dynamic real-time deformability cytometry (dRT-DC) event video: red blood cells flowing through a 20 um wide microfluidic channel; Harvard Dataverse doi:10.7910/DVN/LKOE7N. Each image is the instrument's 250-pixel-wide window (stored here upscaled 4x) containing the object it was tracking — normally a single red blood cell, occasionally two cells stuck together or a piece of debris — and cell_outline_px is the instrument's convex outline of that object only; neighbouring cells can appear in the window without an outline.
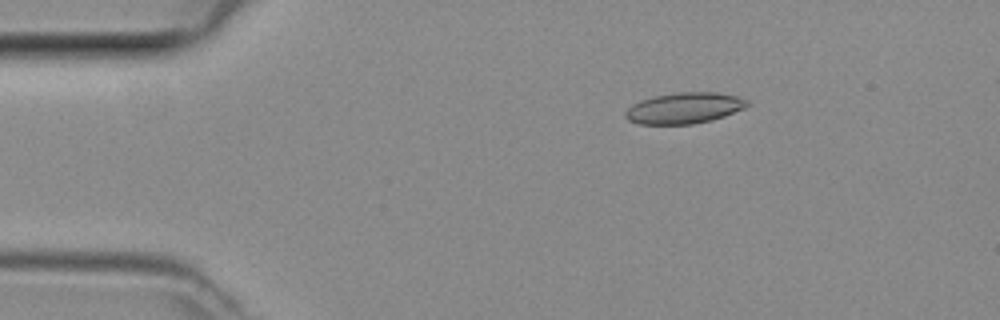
{"species": "common noctule bat (a hibernating species)", "species_latin": "Nyctalus noctula", "temperature_condition": "room temperature", "stored_images_in_passage": 48, "camera_frame_rate_fps": 3000, "um_per_image_px": 0.085, "animal": {"sex": "female", "body_mass_g": 29.2, "forearm_length_mm": 56.3}, "frame": {"image": 1, "passage_image": 8, "time_ms": 2.333, "image_size_px": [1000, 320], "cell_outline_px": [[748, 104], [744, 108], [724, 116], [712, 120], [692, 124], [640, 124], [628, 120], [624, 116], [624, 112], [632, 104], [640, 100], [652, 96], [680, 92], [716, 92], [736, 96], [748, 100]], "centroid_in_image_um": [58.13, 9.18], "position_along_channel_um": 26.9, "area_um2": 22.02}}
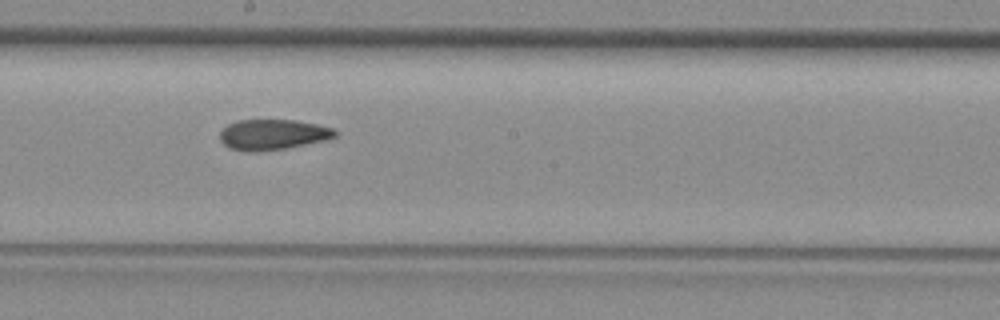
{"frame": {"image": 2, "passage_image": 26, "time_ms": 8.333, "image_size_px": [1000, 320], "cell_outline_px": [[336, 136], [324, 140], [284, 148], [256, 152], [252, 152], [232, 148], [224, 144], [220, 140], [220, 132], [228, 124], [236, 120], [296, 120], [316, 124], [332, 128], [336, 132]], "centroid_in_image_um": [23.16, 11.42], "position_along_channel_um": 225.0, "area_um2": 20.11}}
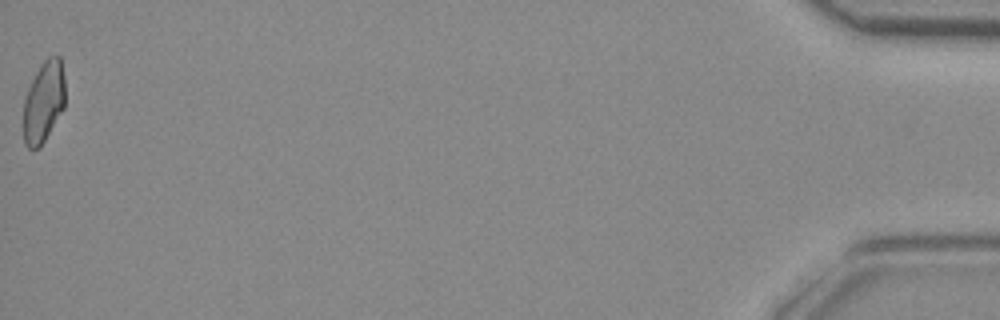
{"frame": {"image": 3, "passage_image": 48, "time_ms": 15.667, "image_size_px": [1000, 320], "cell_outline_px": [[64, 108], [40, 148], [28, 148], [24, 144], [24, 100], [28, 88], [40, 64], [48, 56], [60, 56], [64, 76]], "centroid_in_image_um": [3.71, 8.65], "position_along_channel_um": 431.5, "area_um2": 19.71}}